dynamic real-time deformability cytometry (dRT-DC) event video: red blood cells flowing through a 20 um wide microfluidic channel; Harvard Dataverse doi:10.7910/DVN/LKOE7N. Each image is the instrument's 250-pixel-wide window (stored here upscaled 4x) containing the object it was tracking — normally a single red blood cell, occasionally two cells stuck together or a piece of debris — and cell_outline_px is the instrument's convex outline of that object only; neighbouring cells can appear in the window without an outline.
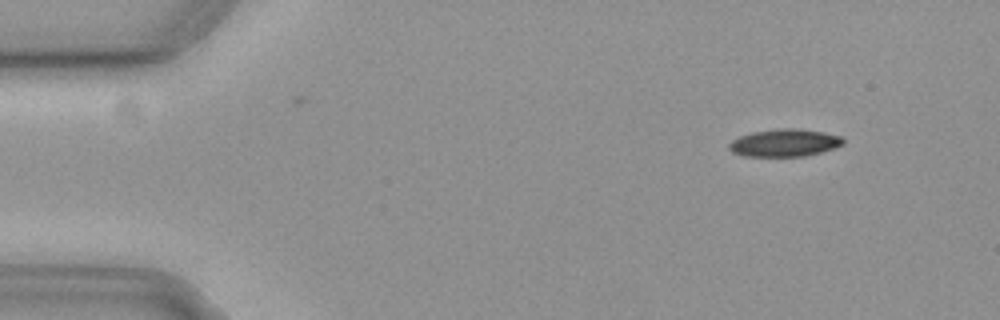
{"species": "common noctule bat (a hibernating species)", "species_latin": "Nyctalus noctula", "temperature_condition": "cold", "stored_images_in_passage": 51, "camera_frame_rate_fps": 3000, "um_per_image_px": 0.085, "animal": {"sex": "female", "body_mass_g": 19.3, "forearm_length_mm": 54.1}, "frame": {"image": 1, "passage_image": 1, "time_ms": 0.0, "image_size_px": [1000, 320], "cell_outline_px": [[844, 144], [820, 152], [804, 156], [744, 156], [732, 152], [728, 148], [728, 144], [732, 140], [740, 136], [752, 132], [780, 128], [792, 128], [824, 132], [840, 136], [844, 140]], "centroid_in_image_um": [66.65, 12.14], "position_along_channel_um": 18.3, "area_um2": 18.15}}
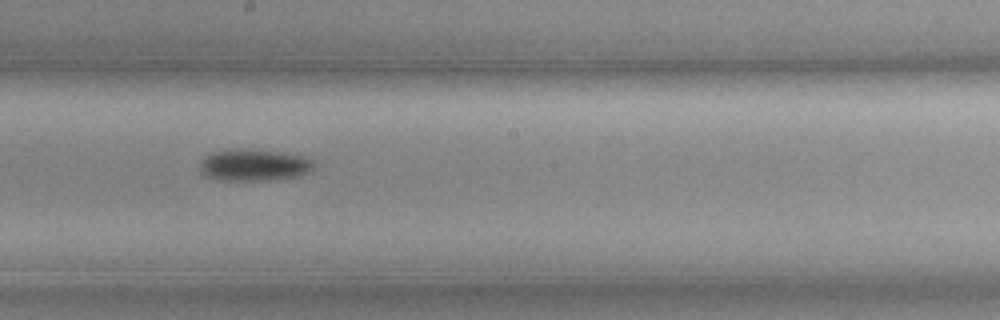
{"frame": {"image": 2, "passage_image": 26, "time_ms": 8.333, "image_size_px": [1000, 320], "cell_outline_px": [[312, 168], [296, 176], [260, 180], [224, 180], [208, 176], [200, 172], [200, 164], [212, 152], [236, 148], [252, 148], [284, 152], [304, 156], [312, 160]], "centroid_in_image_um": [21.57, 13.99], "position_along_channel_um": 226.6, "area_um2": 20.75}}
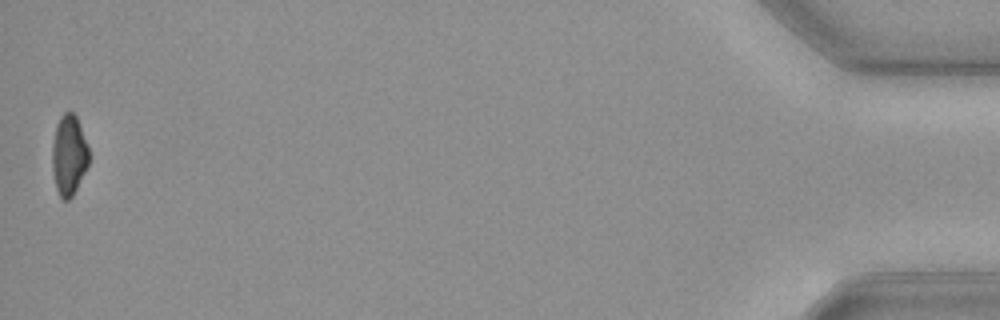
{"frame": {"image": 3, "passage_image": 51, "time_ms": 16.667, "image_size_px": [1000, 320], "cell_outline_px": [[88, 164], [72, 196], [68, 200], [64, 200], [60, 196], [56, 188], [52, 168], [52, 144], [56, 124], [60, 116], [64, 112], [72, 112], [76, 116], [88, 148]], "centroid_in_image_um": [5.83, 13.17], "position_along_channel_um": 429.4, "area_um2": 16.88}, "authors_computed_cell_mechanics": {"area_um2": 19.0162, "velocity_mm_per_s": 3.6699, "shape_relaxation_time_tau1_ms": 4.6453, "shape_relaxation_time_tau2_ms": null, "deformation_change_tau1": 0.0914, "deformation_change_tau2": null}}